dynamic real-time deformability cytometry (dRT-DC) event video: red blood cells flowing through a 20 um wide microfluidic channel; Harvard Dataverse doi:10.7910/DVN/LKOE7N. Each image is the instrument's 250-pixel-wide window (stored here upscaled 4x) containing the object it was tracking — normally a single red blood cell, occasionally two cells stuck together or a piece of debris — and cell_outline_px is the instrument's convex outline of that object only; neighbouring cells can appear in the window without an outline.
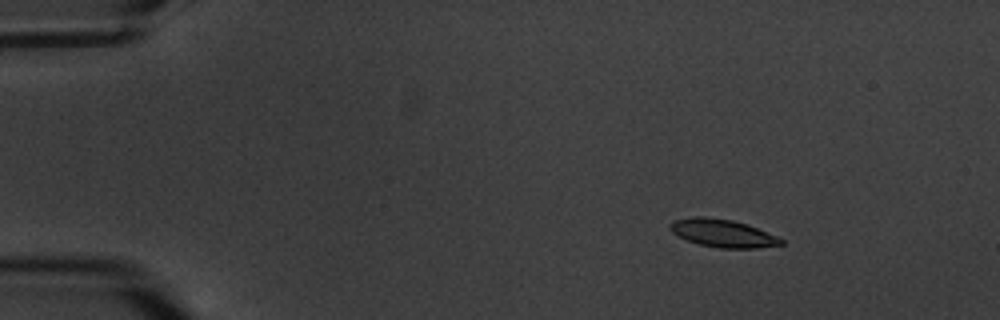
{"species": "common noctule bat (a hibernating species)", "species_latin": "Nyctalus noctula", "temperature_condition": "warm", "stored_images_in_passage": 6, "camera_frame_rate_fps": 3000, "um_per_image_px": 0.085, "animal": {"sex": "male", "body_mass_g": 20.1, "forearm_length_mm": 53.5}, "frame": {"image": 1, "passage_image": 2, "time_ms": 1.0, "image_size_px": [1000, 320], "cell_outline_px": [[784, 244], [756, 248], [720, 248], [700, 244], [688, 240], [672, 232], [668, 228], [668, 224], [672, 220], [692, 216], [708, 216], [732, 220], [748, 224], [776, 236], [784, 240]], "centroid_in_image_um": [61.4, 19.8], "position_along_channel_um": 23.6, "area_um2": 18.09}}
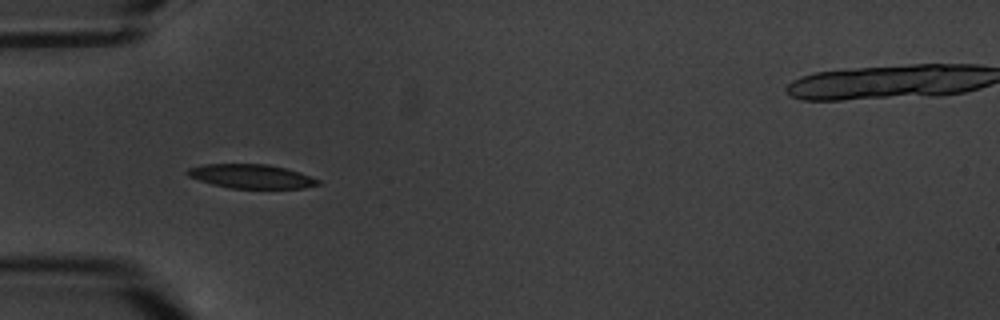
{"frame": {"image": 2, "passage_image": 5, "time_ms": 4.667, "image_size_px": [1000, 320], "cell_outline_px": [[320, 184], [304, 188], [232, 188], [212, 184], [188, 176], [184, 172], [188, 168], [204, 164], [268, 164], [300, 172], [320, 180]], "centroid_in_image_um": [21.35, 14.98], "position_along_channel_um": 63.7, "area_um2": 18.21}}